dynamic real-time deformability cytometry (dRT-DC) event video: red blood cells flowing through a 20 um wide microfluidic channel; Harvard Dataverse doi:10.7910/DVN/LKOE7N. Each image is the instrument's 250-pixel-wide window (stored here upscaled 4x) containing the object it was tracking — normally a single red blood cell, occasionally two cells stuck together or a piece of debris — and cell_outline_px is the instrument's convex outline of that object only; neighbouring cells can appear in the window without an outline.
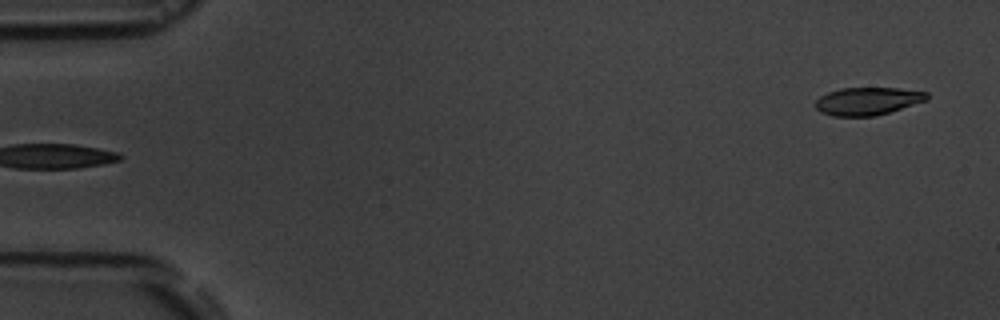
{"species": "common noctule bat (a hibernating species)", "species_latin": "Nyctalus noctula", "temperature_condition": "room temperature", "stored_images_in_passage": 4, "segment_of_instrument_passage": [2, 2], "camera_frame_rate_fps": 3000, "um_per_image_px": 0.085, "animal": {"sex": "male", "body_mass_g": 19.5, "forearm_length_mm": 54.6}, "frame": {"image": 1, "passage_image": 4, "time_ms": 3.667, "image_size_px": [1000, 320], "cell_outline_px": [[928, 100], [876, 116], [832, 116], [820, 112], [816, 108], [816, 100], [820, 96], [828, 92], [840, 88], [900, 88], [928, 92]], "centroid_in_image_um": [73.75, 8.59], "position_along_channel_um": 11.2, "area_um2": 18.09}}